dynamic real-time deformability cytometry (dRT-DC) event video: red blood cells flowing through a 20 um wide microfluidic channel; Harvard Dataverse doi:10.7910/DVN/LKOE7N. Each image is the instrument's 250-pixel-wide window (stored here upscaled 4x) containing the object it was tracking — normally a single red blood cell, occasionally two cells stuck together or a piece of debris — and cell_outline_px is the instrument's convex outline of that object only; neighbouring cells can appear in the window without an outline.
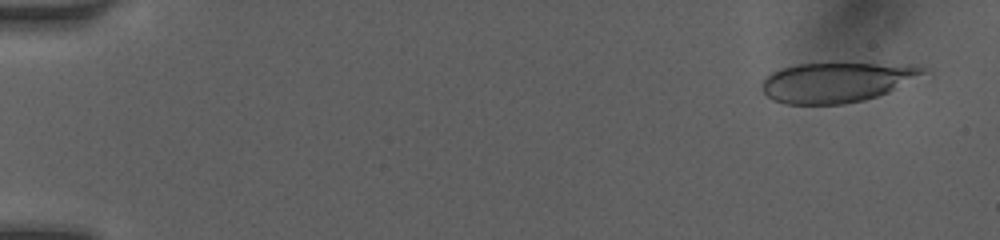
{"species": "human", "species_latin": "Homo sapiens", "temperature_condition": "room temperature", "stored_images_in_passage": 59, "camera_frame_rate_fps": 3000, "um_per_image_px": 0.085, "donor": {"sex": "female"}, "frame": {"image": 1, "passage_image": 2, "time_ms": 0.667, "image_size_px": [1000, 240], "cell_outline_px": [[932, 72], [888, 92], [864, 100], [844, 104], [784, 104], [772, 100], [760, 88], [760, 84], [764, 76], [772, 72], [784, 68], [800, 64], [908, 64], [928, 68]], "centroid_in_image_um": [71.15, 6.99], "position_along_channel_um": 13.9, "area_um2": 37.74}}
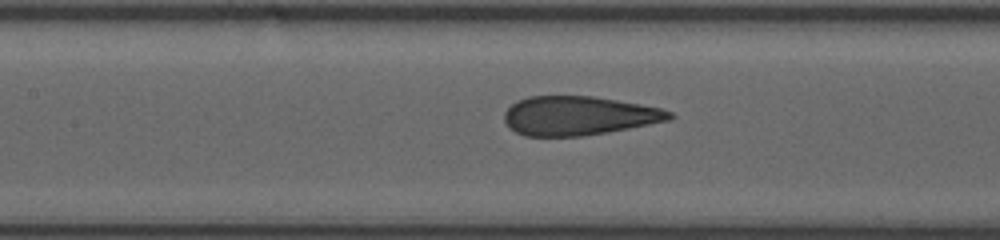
{"frame": {"image": 2, "passage_image": 27, "time_ms": 7.667, "image_size_px": [1000, 240], "cell_outline_px": [[676, 116], [672, 120], [628, 128], [580, 136], [524, 136], [508, 128], [504, 120], [504, 112], [516, 100], [528, 96], [592, 96], [640, 104], [660, 108], [672, 112]], "centroid_in_image_um": [49.16, 9.83], "position_along_channel_um": 158.2, "area_um2": 37.57}}
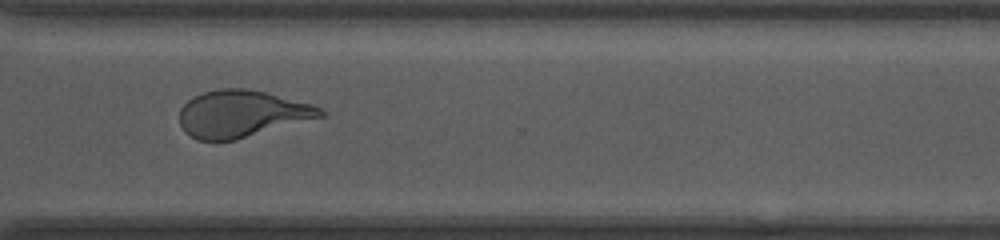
{"frame": {"image": 3, "passage_image": 44, "time_ms": 12.333, "image_size_px": [1000, 240], "cell_outline_px": [[324, 116], [236, 140], [196, 140], [184, 132], [180, 124], [180, 108], [188, 100], [204, 92], [220, 88], [244, 88], [264, 92], [312, 104], [320, 108], [324, 112]], "centroid_in_image_um": [20.52, 9.68], "position_along_channel_um": 350.1, "area_um2": 38.26}, "authors_computed_cell_mechanics": {"area_um2": 38.7838, "velocity_mm_per_s": 4.1265, "shape_relaxation_time_tau1_ms": 7.9355, "shape_relaxation_time_tau2_ms": 0.6705, "deformation_change_tau1": 0.2311, "deformation_change_tau2": 0.0694}}